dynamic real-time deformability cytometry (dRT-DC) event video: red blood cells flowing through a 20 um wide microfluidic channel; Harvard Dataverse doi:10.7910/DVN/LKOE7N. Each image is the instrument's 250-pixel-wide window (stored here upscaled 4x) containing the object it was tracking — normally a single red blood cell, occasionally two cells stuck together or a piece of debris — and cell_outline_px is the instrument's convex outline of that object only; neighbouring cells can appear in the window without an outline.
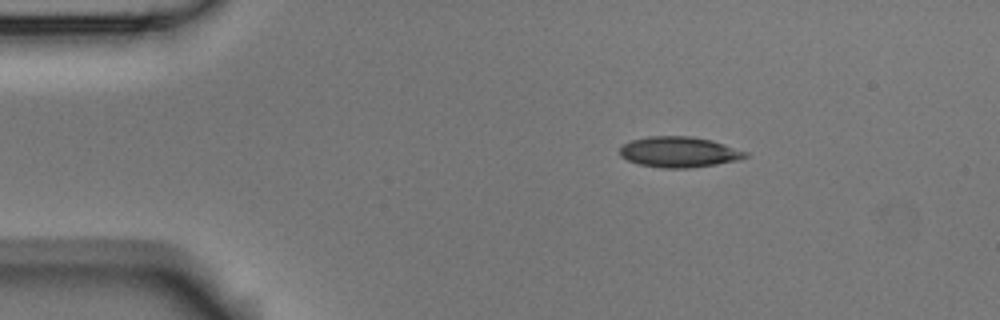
{"species": "Egyptian fruit bat (a non-hibernating species)", "species_latin": "Rousettus aegyptiacus", "temperature_condition": "room temperature", "stored_images_in_passage": 5, "camera_frame_rate_fps": 3000, "um_per_image_px": 0.085, "animal": {"sex": "male"}, "frame": {"image": 1, "passage_image": 2, "time_ms": 0.333, "image_size_px": [1000, 320], "cell_outline_px": [[748, 156], [740, 160], [692, 168], [660, 168], [640, 164], [628, 160], [620, 156], [620, 148], [624, 144], [632, 140], [648, 136], [692, 136], [712, 140], [748, 152]], "centroid_in_image_um": [57.74, 12.92], "position_along_channel_um": 27.3, "area_um2": 22.48}}
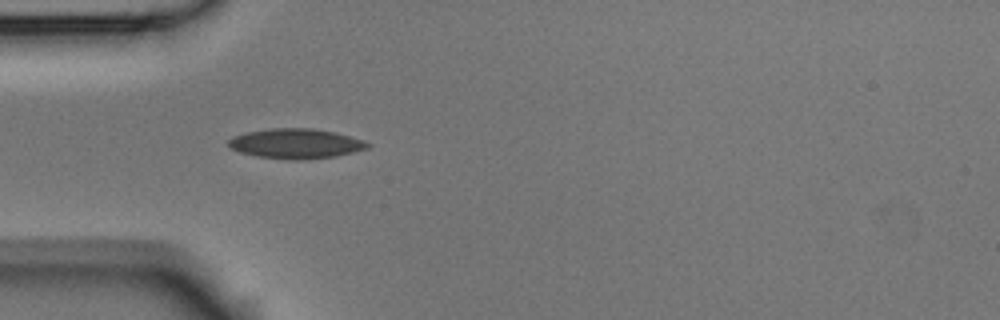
{"frame": {"image": 2, "passage_image": 4, "time_ms": 1.0, "image_size_px": [1000, 320], "cell_outline_px": [[372, 144], [368, 148], [336, 156], [300, 160], [292, 160], [256, 156], [240, 152], [232, 148], [228, 144], [228, 140], [232, 136], [248, 132], [272, 128], [312, 128], [336, 132], [364, 140]], "centroid_in_image_um": [25.17, 12.2], "position_along_channel_um": 59.8, "area_um2": 24.22}}
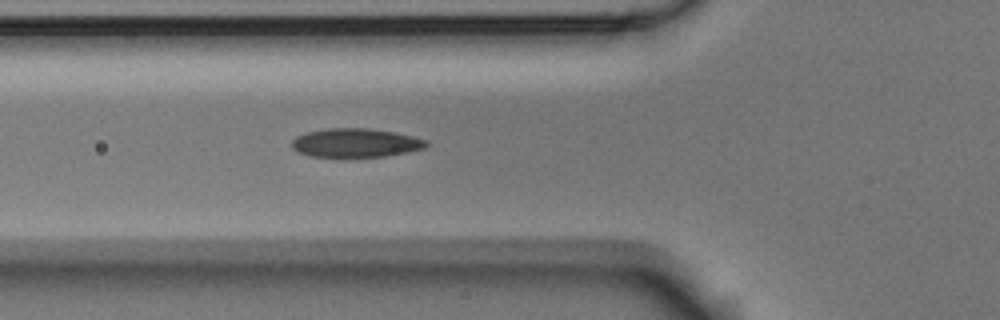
{"frame": {"image": 3, "passage_image": 5, "time_ms": 1.333, "image_size_px": [1000, 320], "cell_outline_px": [[428, 144], [424, 148], [408, 152], [384, 156], [348, 160], [312, 156], [300, 152], [292, 148], [292, 140], [296, 136], [308, 132], [328, 128], [372, 128], [412, 136], [428, 140]], "centroid_in_image_um": [30.22, 12.18], "position_along_channel_um": 95.6, "area_um2": 23.29}}